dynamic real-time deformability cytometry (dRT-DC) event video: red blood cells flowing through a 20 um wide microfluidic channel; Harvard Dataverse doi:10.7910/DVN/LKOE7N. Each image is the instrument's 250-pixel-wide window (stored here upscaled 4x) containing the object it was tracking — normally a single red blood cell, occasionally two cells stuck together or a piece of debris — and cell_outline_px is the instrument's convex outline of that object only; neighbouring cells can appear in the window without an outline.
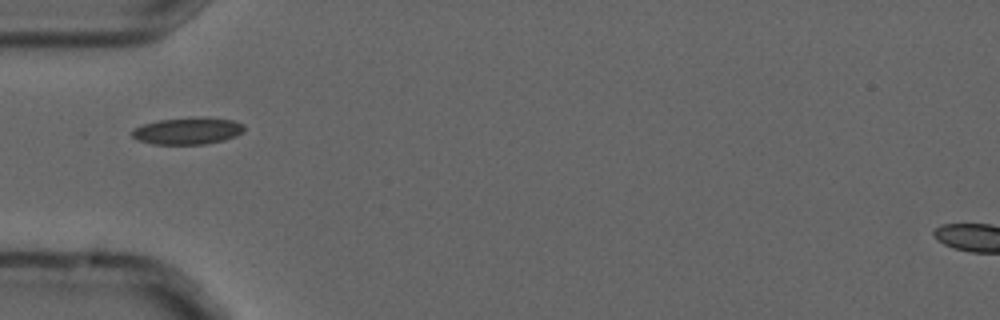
{"species": "common noctule bat (a hibernating species)", "species_latin": "Nyctalus noctula", "temperature_condition": "cold", "stored_images_in_passage": 6, "camera_frame_rate_fps": 3000, "um_per_image_px": 0.085, "animal": {"sex": "male", "forearm_length_mm": 52.5}, "frame": {"image": 1, "passage_image": 1, "time_ms": 0.0, "image_size_px": [1000, 320], "cell_outline_px": [[244, 132], [236, 136], [224, 140], [204, 144], [152, 144], [136, 140], [132, 136], [132, 132], [136, 128], [144, 124], [160, 120], [192, 116], [208, 116], [232, 120], [244, 124]], "centroid_in_image_um": [16.0, 11.11], "position_along_channel_um": 69.0, "area_um2": 17.86}}
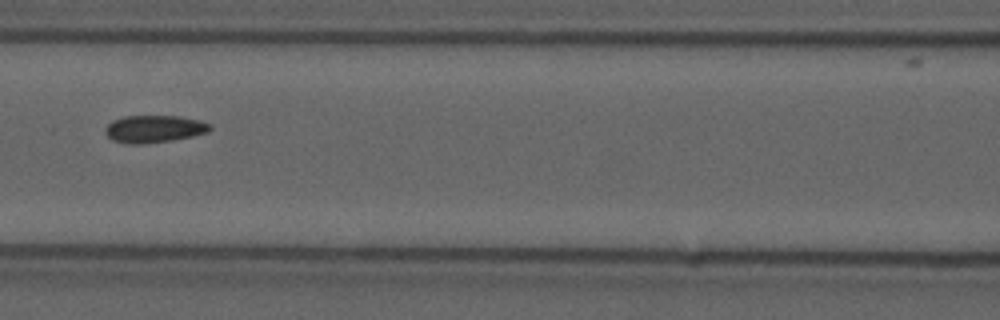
{"frame": {"image": 2, "passage_image": 3, "time_ms": 0.667, "image_size_px": [1000, 320], "cell_outline_px": [[212, 128], [208, 132], [192, 136], [172, 140], [140, 144], [124, 144], [112, 140], [104, 132], [104, 128], [112, 120], [124, 116], [180, 116], [200, 120], [212, 124]], "centroid_in_image_um": [13.09, 10.95], "position_along_channel_um": 153.5, "area_um2": 16.88}}
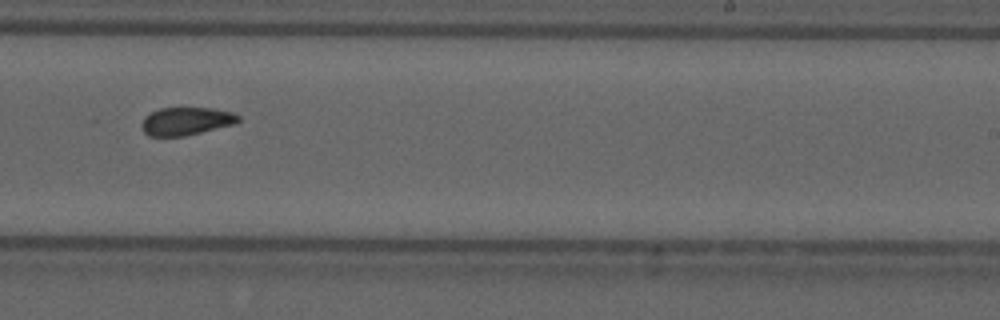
{"frame": {"image": 3, "passage_image": 6, "time_ms": 1.667, "image_size_px": [1000, 320], "cell_outline_px": [[240, 120], [236, 124], [184, 136], [148, 136], [140, 128], [140, 124], [144, 116], [160, 108], [212, 108], [232, 112], [240, 116]], "centroid_in_image_um": [15.81, 10.3], "position_along_channel_um": 273.2, "area_um2": 15.9}}